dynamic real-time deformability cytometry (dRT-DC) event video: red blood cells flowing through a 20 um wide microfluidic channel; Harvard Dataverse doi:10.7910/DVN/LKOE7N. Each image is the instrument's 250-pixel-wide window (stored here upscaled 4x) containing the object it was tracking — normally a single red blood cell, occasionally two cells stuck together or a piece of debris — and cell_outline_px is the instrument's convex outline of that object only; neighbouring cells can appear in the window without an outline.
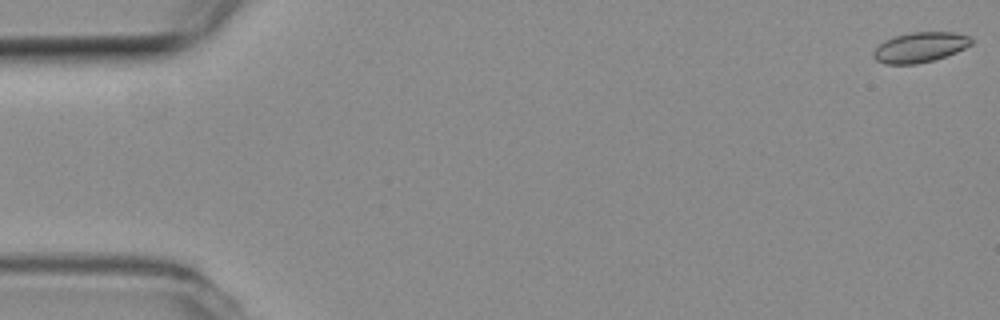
{"species": "common noctule bat (a hibernating species)", "species_latin": "Nyctalus noctula", "temperature_condition": "room temperature", "stored_images_in_passage": 42, "camera_frame_rate_fps": 3000, "um_per_image_px": 0.085, "animal": {"sex": "female", "body_mass_g": 19.3, "forearm_length_mm": 54.1}, "frame": {"image": 1, "passage_image": 1, "time_ms": 0.0, "image_size_px": [1000, 320], "cell_outline_px": [[972, 44], [956, 52], [932, 60], [916, 64], [884, 64], [876, 60], [872, 56], [872, 52], [884, 40], [896, 36], [912, 32], [952, 32], [968, 36], [972, 40]], "centroid_in_image_um": [78.16, 4.02], "position_along_channel_um": 6.8, "area_um2": 16.99}}
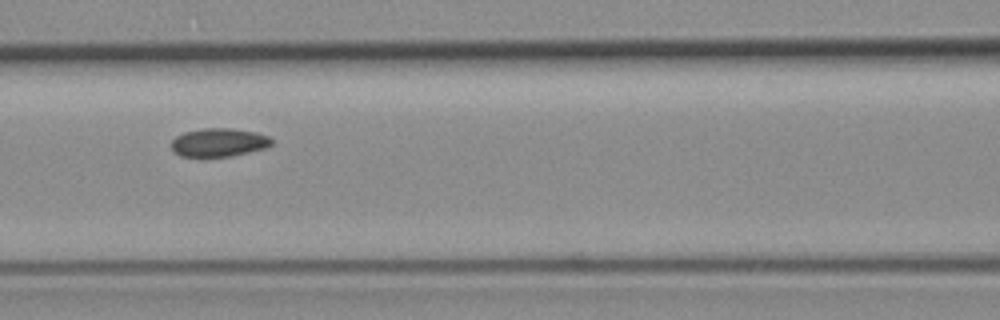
{"frame": {"image": 2, "passage_image": 24, "time_ms": 7.667, "image_size_px": [1000, 320], "cell_outline_px": [[272, 144], [264, 148], [248, 152], [228, 156], [180, 156], [172, 148], [172, 140], [176, 136], [184, 132], [200, 128], [232, 128], [256, 132], [268, 136], [272, 140]], "centroid_in_image_um": [18.59, 12.09], "position_along_channel_um": 148.0, "area_um2": 16.42}}
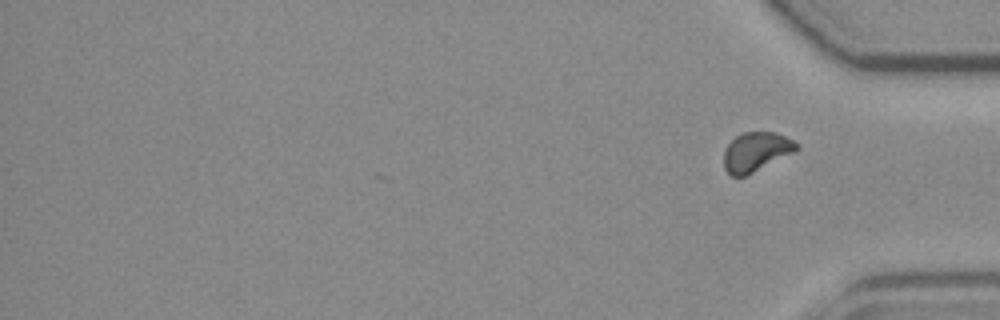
{"frame": {"image": 3, "passage_image": 42, "time_ms": 13.667, "image_size_px": [1000, 320], "cell_outline_px": [[800, 148], [796, 152], [744, 176], [732, 176], [724, 168], [724, 152], [728, 144], [736, 136], [744, 132], [776, 132], [800, 144]], "centroid_in_image_um": [64.3, 12.89], "position_along_channel_um": 370.9, "area_um2": 16.59}, "authors_computed_cell_mechanics": {"area_um2": 16.9643, "velocity_mm_per_s": 3.7654, "shape_relaxation_time_tau1_ms": null, "shape_relaxation_time_tau2_ms": 2.5109, "deformation_change_tau1": null, "deformation_change_tau2": 0.0667}}